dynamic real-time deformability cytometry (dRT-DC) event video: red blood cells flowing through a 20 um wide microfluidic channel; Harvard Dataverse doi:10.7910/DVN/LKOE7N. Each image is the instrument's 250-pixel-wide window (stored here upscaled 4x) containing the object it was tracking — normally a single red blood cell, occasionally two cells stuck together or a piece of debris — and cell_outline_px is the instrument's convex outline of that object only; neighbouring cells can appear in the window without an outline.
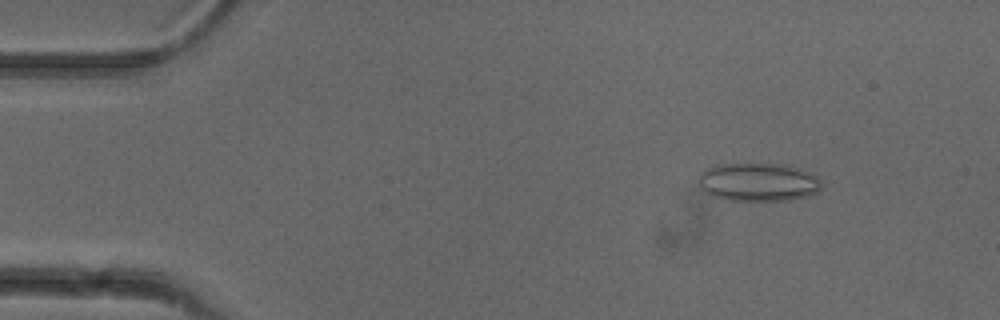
{"species": "common noctule bat (a hibernating species)", "species_latin": "Nyctalus noctula", "temperature_condition": "cold", "stored_images_in_passage": 51, "camera_frame_rate_fps": 3000, "um_per_image_px": 0.085, "animal": {"sex": "female"}, "frame": {"image": 1, "passage_image": 6, "time_ms": 1.667, "image_size_px": [1000, 320], "cell_outline_px": [[820, 188], [816, 192], [804, 196], [788, 200], [728, 200], [712, 196], [704, 192], [700, 188], [696, 176], [700, 172], [708, 168], [720, 164], [784, 164], [820, 176]], "centroid_in_image_um": [64.39, 15.47], "position_along_channel_um": 20.6, "area_um2": 27.46}}
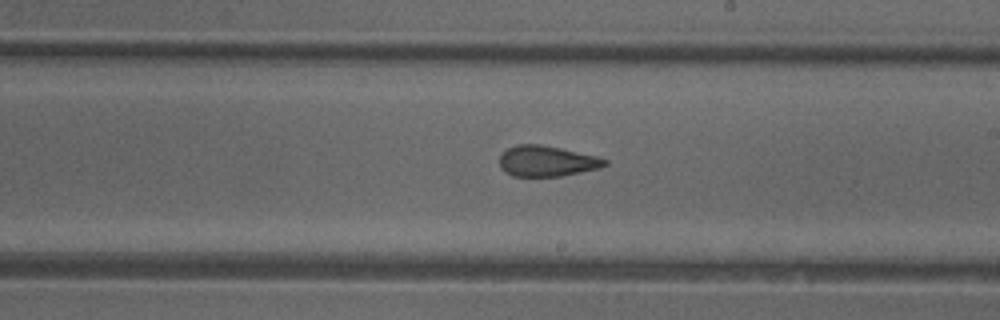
{"frame": {"image": 2, "passage_image": 29, "time_ms": 9.333, "image_size_px": [1000, 320], "cell_outline_px": [[608, 164], [600, 168], [564, 176], [512, 176], [500, 168], [500, 156], [508, 148], [516, 144], [540, 144], [560, 148], [596, 156], [608, 160]], "centroid_in_image_um": [46.49, 13.7], "position_along_channel_um": 242.5, "area_um2": 18.84}}
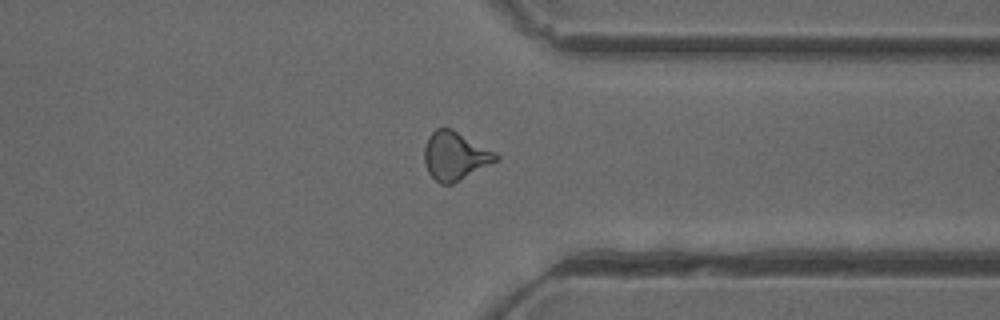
{"frame": {"image": 3, "passage_image": 39, "time_ms": 12.667, "image_size_px": [1000, 320], "cell_outline_px": [[500, 160], [452, 184], [440, 184], [428, 172], [424, 164], [424, 148], [428, 136], [436, 128], [452, 128], [496, 152], [500, 156]], "centroid_in_image_um": [38.69, 13.25], "position_along_channel_um": 372.7, "area_um2": 20.4}, "authors_computed_cell_mechanics": {"area_um2": 20.1722, "velocity_mm_per_s": 3.9928, "shape_relaxation_time_tau1_ms": 8.8192, "shape_relaxation_time_tau2_ms": 1.8134, "deformation_change_tau1": 0.1736, "deformation_change_tau2": 0.0906}}